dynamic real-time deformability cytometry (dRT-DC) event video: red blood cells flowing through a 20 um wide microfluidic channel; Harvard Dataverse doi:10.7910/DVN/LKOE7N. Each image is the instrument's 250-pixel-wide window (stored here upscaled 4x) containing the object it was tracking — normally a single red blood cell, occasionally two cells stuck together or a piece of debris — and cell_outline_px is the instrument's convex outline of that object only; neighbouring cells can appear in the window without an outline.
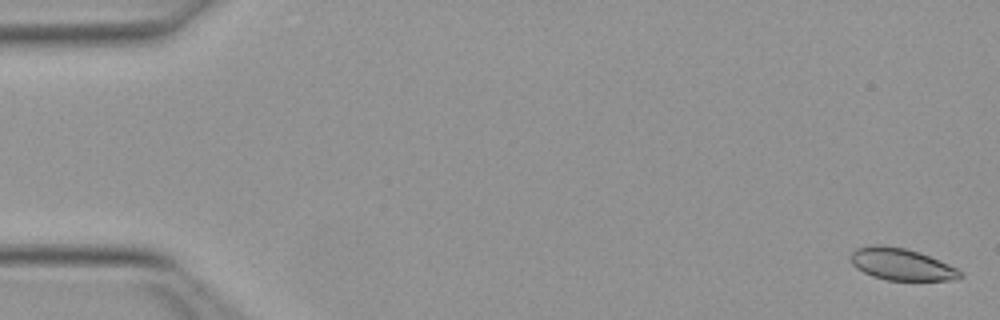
{"species": "Egyptian fruit bat (a non-hibernating species)", "species_latin": "Rousettus aegyptiacus", "temperature_condition": "warm", "stored_images_in_passage": 13, "camera_frame_rate_fps": 3000, "um_per_image_px": 0.085, "animal": {"sex": "female"}, "frame": {"image": 1, "passage_image": 1, "time_ms": 0.0, "image_size_px": [1000, 320], "cell_outline_px": [[964, 276], [960, 280], [888, 280], [872, 276], [856, 268], [852, 264], [852, 252], [856, 248], [876, 244], [880, 244], [904, 248], [920, 252], [948, 264], [964, 272]], "centroid_in_image_um": [76.67, 22.47], "position_along_channel_um": 8.3, "area_um2": 20.4}}